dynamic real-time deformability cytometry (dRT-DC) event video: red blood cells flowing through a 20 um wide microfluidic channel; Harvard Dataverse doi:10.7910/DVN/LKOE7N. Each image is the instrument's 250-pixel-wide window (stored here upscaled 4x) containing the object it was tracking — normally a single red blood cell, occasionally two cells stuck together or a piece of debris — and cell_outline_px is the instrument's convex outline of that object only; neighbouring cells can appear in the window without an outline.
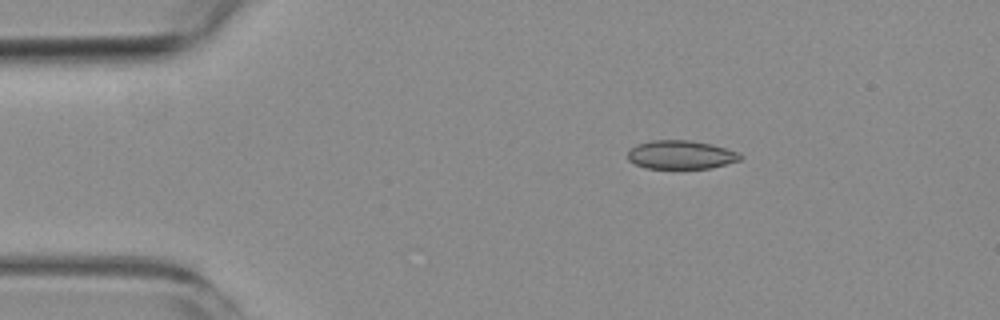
{"species": "common noctule bat (a hibernating species)", "species_latin": "Nyctalus noctula", "temperature_condition": "room temperature", "stored_images_in_passage": 4, "camera_frame_rate_fps": 3000, "um_per_image_px": 0.085, "animal": {"sex": "female", "body_mass_g": 19.3, "forearm_length_mm": 54.1}, "frame": {"image": 1, "passage_image": 2, "time_ms": 2.0, "image_size_px": [1000, 320], "cell_outline_px": [[744, 156], [740, 160], [712, 168], [644, 168], [628, 160], [628, 152], [636, 144], [652, 140], [688, 140], [712, 144], [740, 152]], "centroid_in_image_um": [57.9, 13.15], "position_along_channel_um": 27.1, "area_um2": 18.84}}
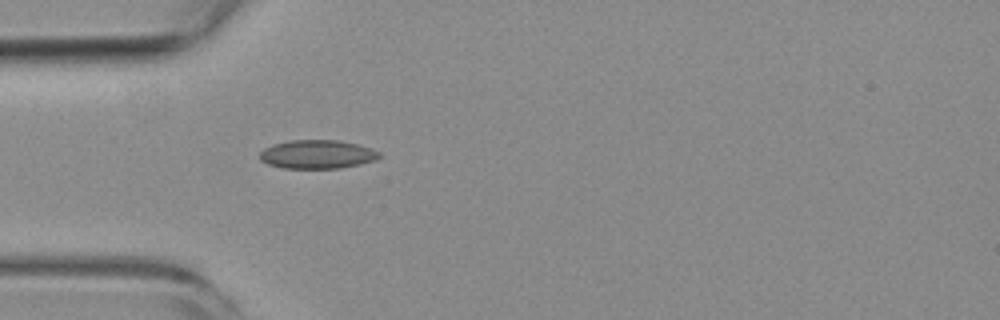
{"frame": {"image": 2, "passage_image": 4, "time_ms": 4.333, "image_size_px": [1000, 320], "cell_outline_px": [[384, 156], [376, 160], [360, 164], [340, 168], [284, 168], [268, 164], [260, 160], [260, 152], [264, 148], [272, 144], [288, 140], [340, 140], [372, 148], [380, 152]], "centroid_in_image_um": [26.99, 13.11], "position_along_channel_um": 58.0, "area_um2": 20.17}}